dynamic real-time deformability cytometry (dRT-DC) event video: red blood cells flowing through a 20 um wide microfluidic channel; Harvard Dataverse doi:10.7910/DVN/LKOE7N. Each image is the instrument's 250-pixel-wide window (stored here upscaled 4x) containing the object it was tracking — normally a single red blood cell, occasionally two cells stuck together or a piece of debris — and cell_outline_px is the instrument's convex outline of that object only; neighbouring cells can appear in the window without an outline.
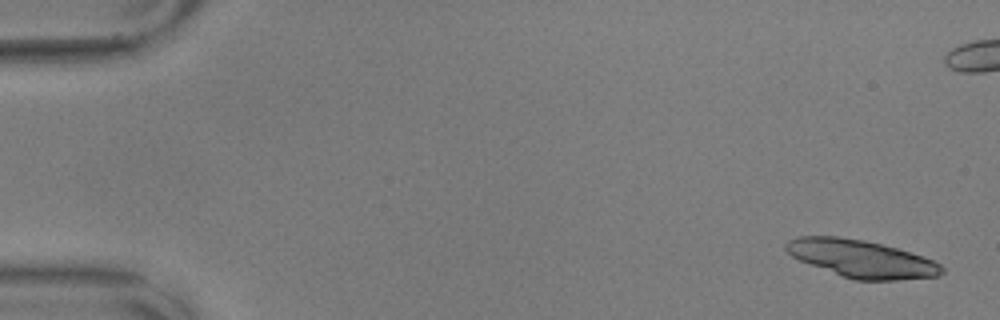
{"species": "common noctule bat (a hibernating species)", "species_latin": "Nyctalus noctula", "temperature_condition": "warm", "stored_images_in_passage": 49, "camera_frame_rate_fps": 3000, "um_per_image_px": 0.085, "animal": {"sex": "male", "body_mass_g": 17.9, "forearm_length_mm": 54.2}, "frame": {"image": 1, "passage_image": 1, "time_ms": 0.0, "image_size_px": [1000, 320], "cell_outline_px": [[944, 272], [940, 276], [900, 280], [856, 280], [840, 276], [800, 260], [792, 256], [784, 248], [784, 244], [788, 240], [796, 236], [836, 236], [864, 240], [896, 248], [932, 260], [940, 264], [944, 268]], "centroid_in_image_um": [73.2, 22.0], "position_along_channel_um": 11.8, "area_um2": 33.93}}
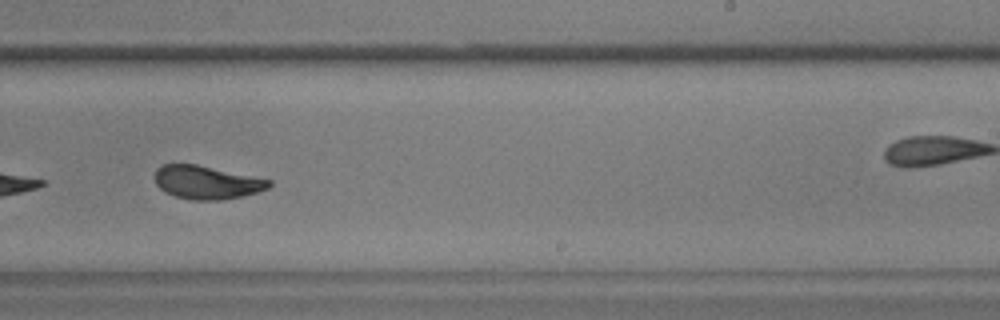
{"frame": {"image": 2, "passage_image": 35, "time_ms": 11.333, "image_size_px": [1000, 320], "cell_outline_px": [[272, 184], [268, 188], [244, 196], [224, 200], [192, 200], [176, 196], [164, 192], [156, 184], [152, 176], [156, 168], [164, 164], [196, 164], [272, 180]], "centroid_in_image_um": [17.53, 15.5], "position_along_channel_um": 271.5, "area_um2": 22.37}, "authors_computed_cell_mechanics": {"area_um2": 23.0622, "velocity_mm_per_s": 3.5599, "shape_relaxation_time_tau1_ms": 3.1961, "shape_relaxation_time_tau2_ms": 0.9296, "deformation_change_tau1": 0.1357, "deformation_change_tau2": 0.0552}}